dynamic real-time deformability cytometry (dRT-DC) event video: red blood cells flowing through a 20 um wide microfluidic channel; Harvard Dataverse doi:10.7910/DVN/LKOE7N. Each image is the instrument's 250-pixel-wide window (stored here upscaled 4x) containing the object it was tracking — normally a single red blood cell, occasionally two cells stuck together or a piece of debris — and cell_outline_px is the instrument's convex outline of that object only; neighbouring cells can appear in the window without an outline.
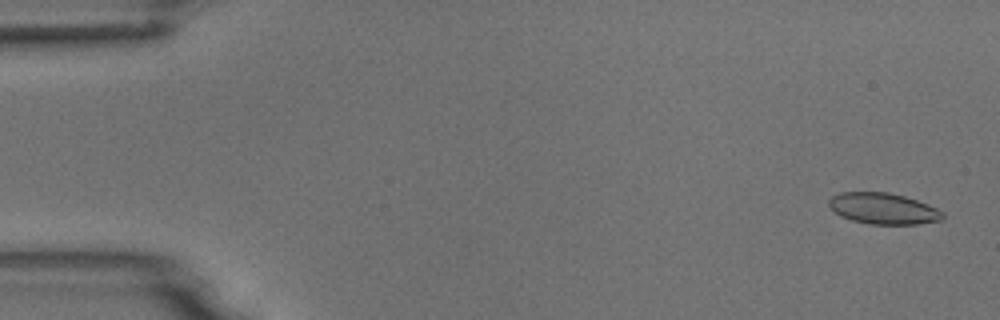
{"species": "common noctule bat (a hibernating species)", "species_latin": "Nyctalus noctula", "temperature_condition": "room temperature", "stored_images_in_passage": 54, "camera_frame_rate_fps": 3000, "um_per_image_px": 0.085, "animal": {"sex": "male", "body_mass_g": 18.8}, "frame": {"image": 1, "passage_image": 2, "time_ms": 0.333, "image_size_px": [1000, 320], "cell_outline_px": [[944, 216], [940, 220], [916, 224], [868, 224], [852, 220], [840, 216], [828, 208], [828, 200], [832, 196], [840, 192], [888, 192], [904, 196], [928, 204], [944, 212]], "centroid_in_image_um": [75.03, 17.72], "position_along_channel_um": 10.0, "area_um2": 20.75}}
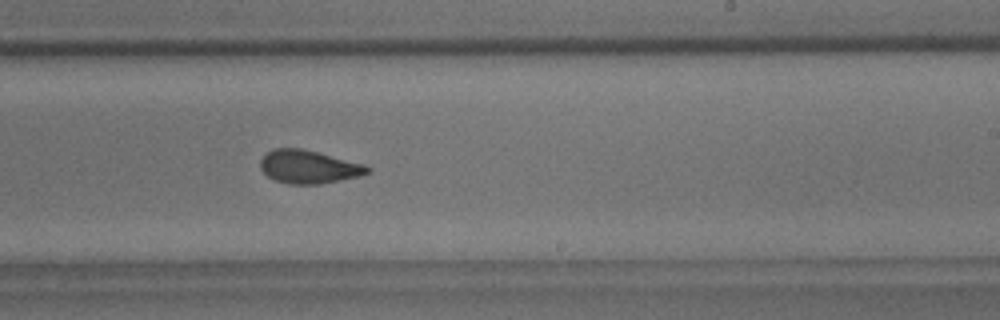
{"frame": {"image": 2, "passage_image": 33, "time_ms": 10.667, "image_size_px": [1000, 320], "cell_outline_px": [[372, 172], [360, 176], [320, 184], [288, 184], [276, 180], [268, 176], [260, 168], [260, 160], [272, 148], [300, 148], [364, 164], [372, 168]], "centroid_in_image_um": [26.25, 14.19], "position_along_channel_um": 262.7, "area_um2": 20.63}}
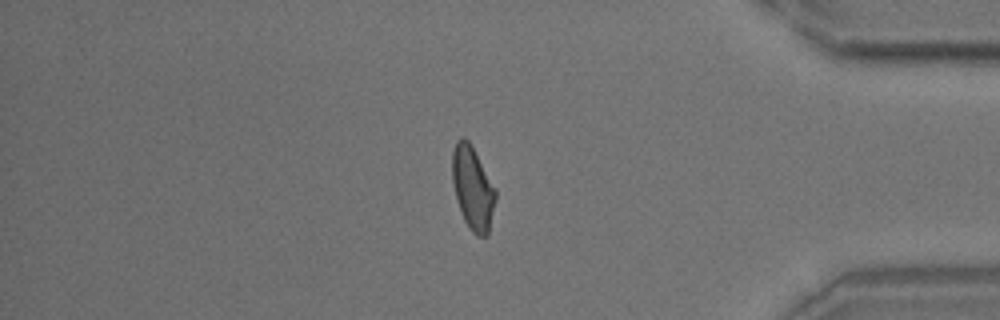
{"frame": {"image": 3, "passage_image": 46, "time_ms": 15.0, "image_size_px": [1000, 320], "cell_outline_px": [[496, 200], [488, 236], [476, 236], [468, 228], [464, 220], [456, 200], [452, 184], [452, 152], [456, 140], [460, 136], [464, 136], [472, 144], [496, 188]], "centroid_in_image_um": [40.18, 15.96], "position_along_channel_um": 395.0, "area_um2": 21.62}, "authors_computed_cell_mechanics": {"area_um2": 20.9236, "velocity_mm_per_s": 3.7104, "shape_relaxation_time_tau1_ms": 5.7152, "shape_relaxation_time_tau2_ms": 1.4894, "deformation_change_tau1": 0.146, "deformation_change_tau2": 0.0814}}